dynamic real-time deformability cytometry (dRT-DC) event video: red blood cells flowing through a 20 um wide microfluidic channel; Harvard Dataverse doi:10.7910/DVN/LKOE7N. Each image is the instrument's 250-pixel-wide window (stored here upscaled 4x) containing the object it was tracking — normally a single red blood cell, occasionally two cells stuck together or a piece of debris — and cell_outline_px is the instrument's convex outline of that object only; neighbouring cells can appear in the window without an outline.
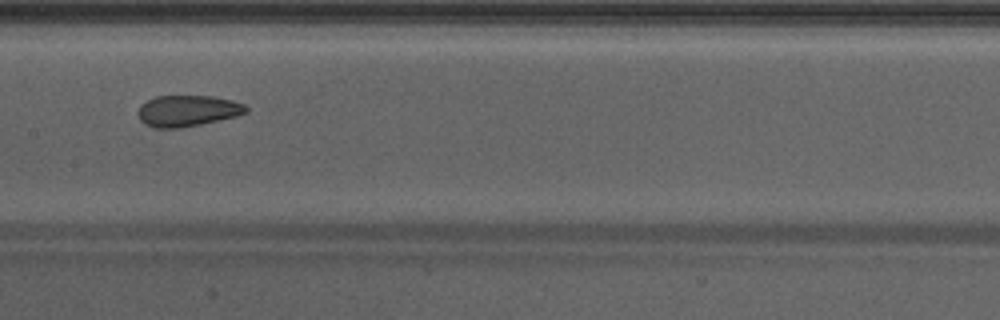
{"species": "Egyptian fruit bat (a non-hibernating species)", "species_latin": "Rousettus aegyptiacus", "temperature_condition": "warm", "stored_images_in_passage": 20, "camera_frame_rate_fps": 3000, "um_per_image_px": 0.085, "animal": {"sex": "male"}, "frame": {"image": 1, "passage_image": 12, "time_ms": 3.667, "image_size_px": [1000, 320], "cell_outline_px": [[248, 112], [236, 116], [200, 124], [176, 128], [156, 128], [144, 124], [140, 120], [136, 112], [140, 104], [156, 96], [212, 96], [232, 100], [244, 104], [248, 108]], "centroid_in_image_um": [15.91, 9.41], "position_along_channel_um": 191.5, "area_um2": 19.65}}